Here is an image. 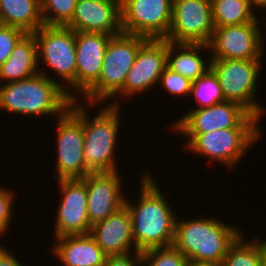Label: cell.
I'll use <instances>...</instances> for the list:
<instances>
[{"label":"cell","mask_w":266,"mask_h":266,"mask_svg":"<svg viewBox=\"0 0 266 266\" xmlns=\"http://www.w3.org/2000/svg\"><path fill=\"white\" fill-rule=\"evenodd\" d=\"M149 173L142 176L137 205L125 199L132 220L136 251L171 246L174 240L176 215Z\"/></svg>","instance_id":"cell-1"},{"label":"cell","mask_w":266,"mask_h":266,"mask_svg":"<svg viewBox=\"0 0 266 266\" xmlns=\"http://www.w3.org/2000/svg\"><path fill=\"white\" fill-rule=\"evenodd\" d=\"M46 73L39 69L31 77L1 86L0 109L29 116L62 115L77 96Z\"/></svg>","instance_id":"cell-2"},{"label":"cell","mask_w":266,"mask_h":266,"mask_svg":"<svg viewBox=\"0 0 266 266\" xmlns=\"http://www.w3.org/2000/svg\"><path fill=\"white\" fill-rule=\"evenodd\" d=\"M241 234L237 228L217 219L201 217L181 222L176 217L172 245L188 260L222 264L229 247Z\"/></svg>","instance_id":"cell-3"},{"label":"cell","mask_w":266,"mask_h":266,"mask_svg":"<svg viewBox=\"0 0 266 266\" xmlns=\"http://www.w3.org/2000/svg\"><path fill=\"white\" fill-rule=\"evenodd\" d=\"M148 38L127 33L112 36L108 42L100 78L84 94L91 106L102 100L115 98L123 89L126 75L133 65L139 48Z\"/></svg>","instance_id":"cell-4"},{"label":"cell","mask_w":266,"mask_h":266,"mask_svg":"<svg viewBox=\"0 0 266 266\" xmlns=\"http://www.w3.org/2000/svg\"><path fill=\"white\" fill-rule=\"evenodd\" d=\"M119 101L114 100L91 119L83 107V153L90 173L117 171L114 150L116 147L119 119Z\"/></svg>","instance_id":"cell-5"},{"label":"cell","mask_w":266,"mask_h":266,"mask_svg":"<svg viewBox=\"0 0 266 266\" xmlns=\"http://www.w3.org/2000/svg\"><path fill=\"white\" fill-rule=\"evenodd\" d=\"M261 59H212L211 69L215 72L225 101L240 104L250 114L260 119L263 106L256 103L255 92Z\"/></svg>","instance_id":"cell-6"},{"label":"cell","mask_w":266,"mask_h":266,"mask_svg":"<svg viewBox=\"0 0 266 266\" xmlns=\"http://www.w3.org/2000/svg\"><path fill=\"white\" fill-rule=\"evenodd\" d=\"M73 100L71 106L58 116L57 174L60 179H82L90 174L84 159L83 106Z\"/></svg>","instance_id":"cell-7"},{"label":"cell","mask_w":266,"mask_h":266,"mask_svg":"<svg viewBox=\"0 0 266 266\" xmlns=\"http://www.w3.org/2000/svg\"><path fill=\"white\" fill-rule=\"evenodd\" d=\"M259 128H226L201 134H183L186 149L231 168L260 137ZM238 162V163H237Z\"/></svg>","instance_id":"cell-8"},{"label":"cell","mask_w":266,"mask_h":266,"mask_svg":"<svg viewBox=\"0 0 266 266\" xmlns=\"http://www.w3.org/2000/svg\"><path fill=\"white\" fill-rule=\"evenodd\" d=\"M33 34L38 59L76 90V32L66 26L43 25Z\"/></svg>","instance_id":"cell-9"},{"label":"cell","mask_w":266,"mask_h":266,"mask_svg":"<svg viewBox=\"0 0 266 266\" xmlns=\"http://www.w3.org/2000/svg\"><path fill=\"white\" fill-rule=\"evenodd\" d=\"M259 118L240 104L224 101L213 106L193 109L173 124L181 134H201L226 128H259Z\"/></svg>","instance_id":"cell-10"},{"label":"cell","mask_w":266,"mask_h":266,"mask_svg":"<svg viewBox=\"0 0 266 266\" xmlns=\"http://www.w3.org/2000/svg\"><path fill=\"white\" fill-rule=\"evenodd\" d=\"M215 26L211 0H173L172 19L165 40L209 44Z\"/></svg>","instance_id":"cell-11"},{"label":"cell","mask_w":266,"mask_h":266,"mask_svg":"<svg viewBox=\"0 0 266 266\" xmlns=\"http://www.w3.org/2000/svg\"><path fill=\"white\" fill-rule=\"evenodd\" d=\"M173 0H121V27L127 34L165 39L172 19Z\"/></svg>","instance_id":"cell-12"},{"label":"cell","mask_w":266,"mask_h":266,"mask_svg":"<svg viewBox=\"0 0 266 266\" xmlns=\"http://www.w3.org/2000/svg\"><path fill=\"white\" fill-rule=\"evenodd\" d=\"M259 18L245 24L215 27L209 48L211 59H262L264 41Z\"/></svg>","instance_id":"cell-13"},{"label":"cell","mask_w":266,"mask_h":266,"mask_svg":"<svg viewBox=\"0 0 266 266\" xmlns=\"http://www.w3.org/2000/svg\"><path fill=\"white\" fill-rule=\"evenodd\" d=\"M167 67V40L148 39L140 48L125 78L123 89L117 94L133 96L156 85Z\"/></svg>","instance_id":"cell-14"},{"label":"cell","mask_w":266,"mask_h":266,"mask_svg":"<svg viewBox=\"0 0 266 266\" xmlns=\"http://www.w3.org/2000/svg\"><path fill=\"white\" fill-rule=\"evenodd\" d=\"M61 201L57 208L54 237L88 234L87 189L81 179L58 180Z\"/></svg>","instance_id":"cell-15"},{"label":"cell","mask_w":266,"mask_h":266,"mask_svg":"<svg viewBox=\"0 0 266 266\" xmlns=\"http://www.w3.org/2000/svg\"><path fill=\"white\" fill-rule=\"evenodd\" d=\"M87 189L90 227L102 222L125 205L118 171L90 173L81 179Z\"/></svg>","instance_id":"cell-16"},{"label":"cell","mask_w":266,"mask_h":266,"mask_svg":"<svg viewBox=\"0 0 266 266\" xmlns=\"http://www.w3.org/2000/svg\"><path fill=\"white\" fill-rule=\"evenodd\" d=\"M66 27L76 31L122 33L121 0H77L75 12Z\"/></svg>","instance_id":"cell-17"},{"label":"cell","mask_w":266,"mask_h":266,"mask_svg":"<svg viewBox=\"0 0 266 266\" xmlns=\"http://www.w3.org/2000/svg\"><path fill=\"white\" fill-rule=\"evenodd\" d=\"M106 33L76 31V92L84 94L98 81L108 42Z\"/></svg>","instance_id":"cell-18"},{"label":"cell","mask_w":266,"mask_h":266,"mask_svg":"<svg viewBox=\"0 0 266 266\" xmlns=\"http://www.w3.org/2000/svg\"><path fill=\"white\" fill-rule=\"evenodd\" d=\"M89 234L107 255L126 254L136 251V248H134L132 220L126 205L112 213L102 222L92 226ZM131 248L134 250H131Z\"/></svg>","instance_id":"cell-19"},{"label":"cell","mask_w":266,"mask_h":266,"mask_svg":"<svg viewBox=\"0 0 266 266\" xmlns=\"http://www.w3.org/2000/svg\"><path fill=\"white\" fill-rule=\"evenodd\" d=\"M54 255L65 266H104L107 254L88 234L65 235L55 238Z\"/></svg>","instance_id":"cell-20"},{"label":"cell","mask_w":266,"mask_h":266,"mask_svg":"<svg viewBox=\"0 0 266 266\" xmlns=\"http://www.w3.org/2000/svg\"><path fill=\"white\" fill-rule=\"evenodd\" d=\"M203 49L210 51L208 44L167 41V67L193 82L211 68L212 59L209 58L205 62V59L200 57L199 52Z\"/></svg>","instance_id":"cell-21"},{"label":"cell","mask_w":266,"mask_h":266,"mask_svg":"<svg viewBox=\"0 0 266 266\" xmlns=\"http://www.w3.org/2000/svg\"><path fill=\"white\" fill-rule=\"evenodd\" d=\"M39 62L34 34L26 33L0 66V81L14 82L31 77L39 72Z\"/></svg>","instance_id":"cell-22"},{"label":"cell","mask_w":266,"mask_h":266,"mask_svg":"<svg viewBox=\"0 0 266 266\" xmlns=\"http://www.w3.org/2000/svg\"><path fill=\"white\" fill-rule=\"evenodd\" d=\"M0 24L34 33L44 25L40 1L0 0Z\"/></svg>","instance_id":"cell-23"},{"label":"cell","mask_w":266,"mask_h":266,"mask_svg":"<svg viewBox=\"0 0 266 266\" xmlns=\"http://www.w3.org/2000/svg\"><path fill=\"white\" fill-rule=\"evenodd\" d=\"M215 27L232 26L253 22L252 0H211Z\"/></svg>","instance_id":"cell-24"},{"label":"cell","mask_w":266,"mask_h":266,"mask_svg":"<svg viewBox=\"0 0 266 266\" xmlns=\"http://www.w3.org/2000/svg\"><path fill=\"white\" fill-rule=\"evenodd\" d=\"M221 266H262L259 242L255 238L247 241L241 234L229 247Z\"/></svg>","instance_id":"cell-25"},{"label":"cell","mask_w":266,"mask_h":266,"mask_svg":"<svg viewBox=\"0 0 266 266\" xmlns=\"http://www.w3.org/2000/svg\"><path fill=\"white\" fill-rule=\"evenodd\" d=\"M190 95H194L199 108L213 106L225 101L219 80L215 72L210 68L203 76L192 82Z\"/></svg>","instance_id":"cell-26"},{"label":"cell","mask_w":266,"mask_h":266,"mask_svg":"<svg viewBox=\"0 0 266 266\" xmlns=\"http://www.w3.org/2000/svg\"><path fill=\"white\" fill-rule=\"evenodd\" d=\"M39 1L44 25L48 26H66L71 21L77 4V0Z\"/></svg>","instance_id":"cell-27"},{"label":"cell","mask_w":266,"mask_h":266,"mask_svg":"<svg viewBox=\"0 0 266 266\" xmlns=\"http://www.w3.org/2000/svg\"><path fill=\"white\" fill-rule=\"evenodd\" d=\"M142 266H186L188 258L173 245L152 248L141 253Z\"/></svg>","instance_id":"cell-28"},{"label":"cell","mask_w":266,"mask_h":266,"mask_svg":"<svg viewBox=\"0 0 266 266\" xmlns=\"http://www.w3.org/2000/svg\"><path fill=\"white\" fill-rule=\"evenodd\" d=\"M159 84L172 95H190L192 81L166 67Z\"/></svg>","instance_id":"cell-29"},{"label":"cell","mask_w":266,"mask_h":266,"mask_svg":"<svg viewBox=\"0 0 266 266\" xmlns=\"http://www.w3.org/2000/svg\"><path fill=\"white\" fill-rule=\"evenodd\" d=\"M25 34L19 28L0 24V66L8 59L15 45Z\"/></svg>","instance_id":"cell-30"},{"label":"cell","mask_w":266,"mask_h":266,"mask_svg":"<svg viewBox=\"0 0 266 266\" xmlns=\"http://www.w3.org/2000/svg\"><path fill=\"white\" fill-rule=\"evenodd\" d=\"M13 200V192L0 188V236L9 229Z\"/></svg>","instance_id":"cell-31"},{"label":"cell","mask_w":266,"mask_h":266,"mask_svg":"<svg viewBox=\"0 0 266 266\" xmlns=\"http://www.w3.org/2000/svg\"><path fill=\"white\" fill-rule=\"evenodd\" d=\"M142 266L141 252L134 251L132 255L117 254L108 255L104 266Z\"/></svg>","instance_id":"cell-32"},{"label":"cell","mask_w":266,"mask_h":266,"mask_svg":"<svg viewBox=\"0 0 266 266\" xmlns=\"http://www.w3.org/2000/svg\"><path fill=\"white\" fill-rule=\"evenodd\" d=\"M0 266H23L11 252L0 246Z\"/></svg>","instance_id":"cell-33"},{"label":"cell","mask_w":266,"mask_h":266,"mask_svg":"<svg viewBox=\"0 0 266 266\" xmlns=\"http://www.w3.org/2000/svg\"><path fill=\"white\" fill-rule=\"evenodd\" d=\"M186 266H221V264L207 261L188 260Z\"/></svg>","instance_id":"cell-34"},{"label":"cell","mask_w":266,"mask_h":266,"mask_svg":"<svg viewBox=\"0 0 266 266\" xmlns=\"http://www.w3.org/2000/svg\"><path fill=\"white\" fill-rule=\"evenodd\" d=\"M260 245V249H261V263L262 266H266V241L263 240L262 242L260 241V239L255 238Z\"/></svg>","instance_id":"cell-35"},{"label":"cell","mask_w":266,"mask_h":266,"mask_svg":"<svg viewBox=\"0 0 266 266\" xmlns=\"http://www.w3.org/2000/svg\"><path fill=\"white\" fill-rule=\"evenodd\" d=\"M252 2L255 5L254 8L258 6L263 8V10L266 9V0H252Z\"/></svg>","instance_id":"cell-36"}]
</instances>
